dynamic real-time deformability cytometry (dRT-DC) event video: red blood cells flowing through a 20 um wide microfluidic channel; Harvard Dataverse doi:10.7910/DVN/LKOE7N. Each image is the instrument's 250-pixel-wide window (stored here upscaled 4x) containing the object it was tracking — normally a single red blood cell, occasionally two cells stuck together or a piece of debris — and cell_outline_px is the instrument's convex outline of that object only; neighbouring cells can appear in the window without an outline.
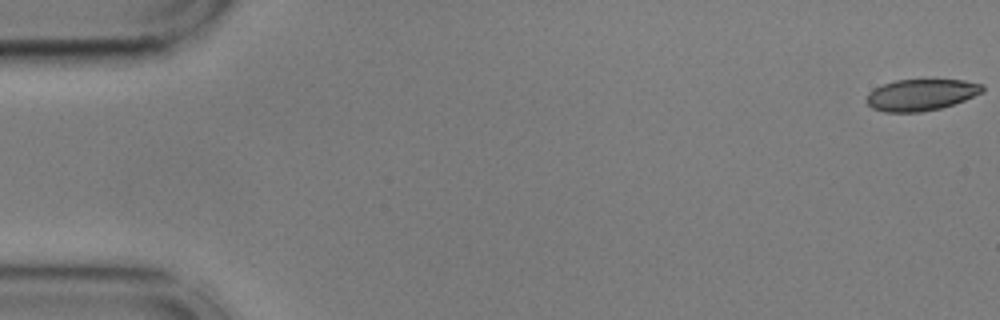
{"species": "common noctule bat (a hibernating species)", "species_latin": "Nyctalus noctula", "temperature_condition": "cold", "stored_images_in_passage": 55, "camera_frame_rate_fps": 3000, "um_per_image_px": 0.085, "animal": {"sex": "male", "body_mass_g": 17.9, "forearm_length_mm": 54.2}, "frame": {"image": 1, "passage_image": 1, "time_ms": 0.0, "image_size_px": [1000, 320], "cell_outline_px": [[984, 92], [964, 100], [940, 108], [920, 112], [884, 112], [872, 108], [864, 100], [868, 92], [884, 84], [896, 80], [964, 80], [984, 84]], "centroid_in_image_um": [78.28, 8.06], "position_along_channel_um": 6.7, "area_um2": 21.27}}
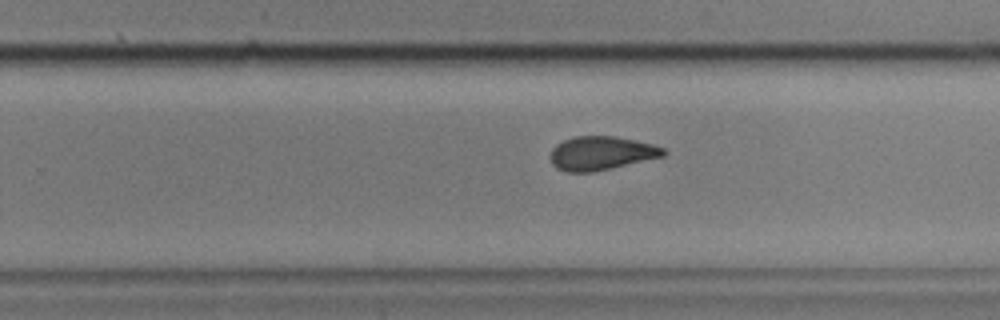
{"frame": {"image": 2, "passage_image": 35, "time_ms": 11.333, "image_size_px": [1000, 320], "cell_outline_px": [[668, 152], [664, 156], [612, 168], [592, 172], [564, 172], [556, 168], [552, 164], [548, 156], [552, 148], [556, 144], [564, 140], [576, 136], [612, 136], [652, 144], [664, 148]], "centroid_in_image_um": [51.06, 13.03], "position_along_channel_um": 278.7, "area_um2": 22.31}}
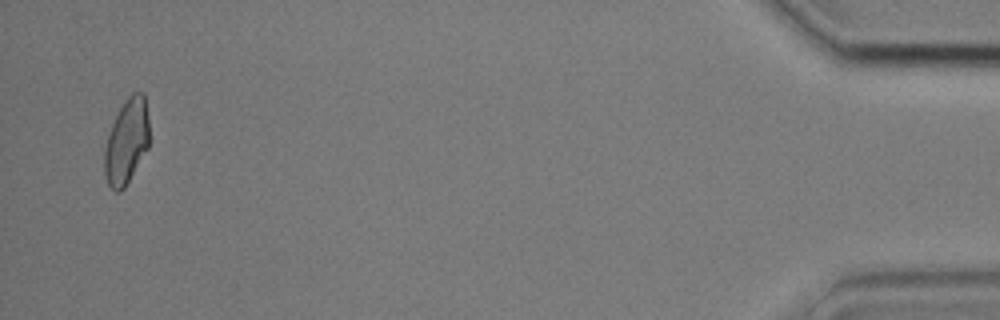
{"frame": {"image": 3, "passage_image": 54, "time_ms": 17.667, "image_size_px": [1000, 320], "cell_outline_px": [[148, 148], [124, 188], [120, 192], [116, 192], [108, 184], [104, 172], [104, 148], [112, 124], [120, 108], [128, 96], [132, 92], [144, 92], [148, 116]], "centroid_in_image_um": [10.76, 12.02], "position_along_channel_um": 424.4, "area_um2": 22.02}, "authors_computed_cell_mechanics": {"area_um2": 22.5998, "velocity_mm_per_s": 3.6247, "shape_relaxation_time_tau1_ms": 8.0442, "shape_relaxation_time_tau2_ms": 2.7803, "deformation_change_tau1": 0.1736, "deformation_change_tau2": 0.0929}}